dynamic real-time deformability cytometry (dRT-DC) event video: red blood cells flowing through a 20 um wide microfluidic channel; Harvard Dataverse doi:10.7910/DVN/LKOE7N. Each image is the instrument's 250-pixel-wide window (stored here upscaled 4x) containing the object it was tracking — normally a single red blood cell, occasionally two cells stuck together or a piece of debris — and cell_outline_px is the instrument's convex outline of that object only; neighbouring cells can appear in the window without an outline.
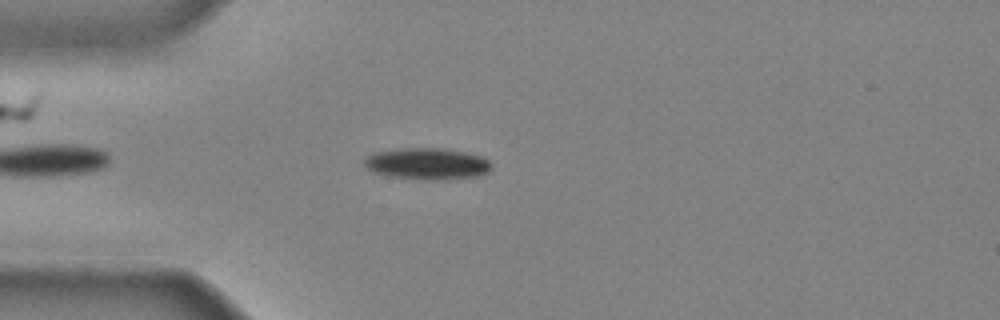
{"species": "common noctule bat (a hibernating species)", "species_latin": "Nyctalus noctula", "temperature_condition": "cold", "stored_images_in_passage": 36, "camera_frame_rate_fps": 3000, "um_per_image_px": 0.085, "animal": {"sex": "male", "body_mass_g": 20.4}, "frame": {"image": 1, "passage_image": 5, "time_ms": 1.333, "image_size_px": [1000, 320], "cell_outline_px": [[492, 168], [488, 172], [480, 176], [432, 180], [424, 180], [392, 176], [372, 172], [364, 164], [364, 160], [368, 156], [376, 152], [404, 148], [444, 148], [468, 152], [484, 156], [492, 164]], "centroid_in_image_um": [36.38, 13.91], "position_along_channel_um": 48.6, "area_um2": 23.47}}
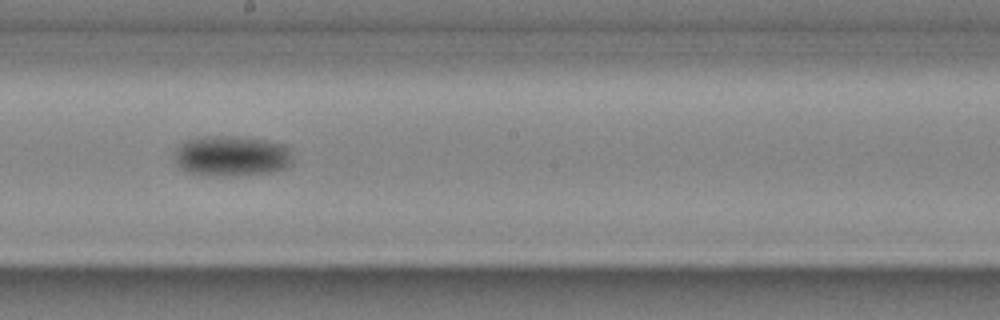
{"frame": {"image": 2, "passage_image": 18, "time_ms": 5.667, "image_size_px": [1000, 320], "cell_outline_px": [[292, 164], [288, 168], [272, 172], [232, 176], [216, 176], [188, 172], [180, 168], [176, 164], [176, 148], [184, 140], [204, 136], [240, 136], [288, 144], [292, 152]], "centroid_in_image_um": [19.74, 13.25], "position_along_channel_um": 228.5, "area_um2": 28.44}}
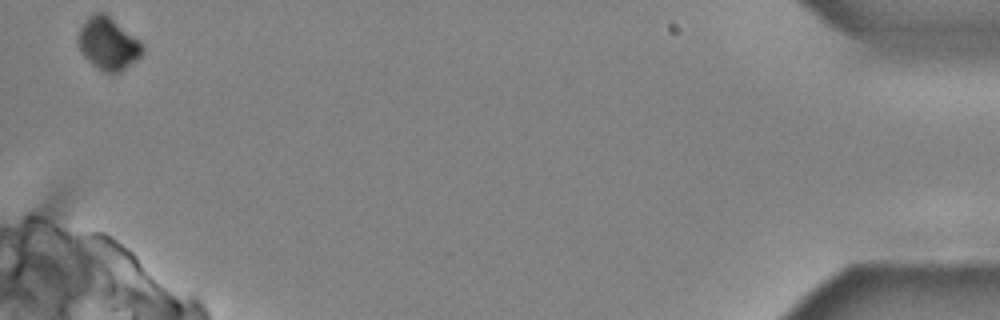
{"frame": {"image": 3, "passage_image": 36, "time_ms": 11.667, "image_size_px": [1000, 320], "cell_outline_px": [[144, 52], [136, 60], [116, 76], [108, 76], [92, 64], [84, 56], [76, 40], [80, 28], [84, 20], [92, 12], [104, 12], [140, 40], [144, 48]], "centroid_in_image_um": [9.19, 3.74], "position_along_channel_um": 426.0, "area_um2": 20.11}}